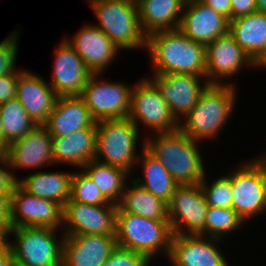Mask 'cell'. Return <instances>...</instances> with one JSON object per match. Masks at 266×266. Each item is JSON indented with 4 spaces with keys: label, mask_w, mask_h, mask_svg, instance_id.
<instances>
[{
    "label": "cell",
    "mask_w": 266,
    "mask_h": 266,
    "mask_svg": "<svg viewBox=\"0 0 266 266\" xmlns=\"http://www.w3.org/2000/svg\"><path fill=\"white\" fill-rule=\"evenodd\" d=\"M72 201L90 205H116L110 203L91 178L82 170L73 171L71 178Z\"/></svg>",
    "instance_id": "cell-33"
},
{
    "label": "cell",
    "mask_w": 266,
    "mask_h": 266,
    "mask_svg": "<svg viewBox=\"0 0 266 266\" xmlns=\"http://www.w3.org/2000/svg\"><path fill=\"white\" fill-rule=\"evenodd\" d=\"M82 170L100 189L104 197L113 204H118L131 175L122 168L111 166L94 159Z\"/></svg>",
    "instance_id": "cell-30"
},
{
    "label": "cell",
    "mask_w": 266,
    "mask_h": 266,
    "mask_svg": "<svg viewBox=\"0 0 266 266\" xmlns=\"http://www.w3.org/2000/svg\"><path fill=\"white\" fill-rule=\"evenodd\" d=\"M147 77L159 89L171 114L178 122L196 105L202 92L209 85L206 77L193 74L172 73Z\"/></svg>",
    "instance_id": "cell-15"
},
{
    "label": "cell",
    "mask_w": 266,
    "mask_h": 266,
    "mask_svg": "<svg viewBox=\"0 0 266 266\" xmlns=\"http://www.w3.org/2000/svg\"><path fill=\"white\" fill-rule=\"evenodd\" d=\"M257 12L256 0H231V20Z\"/></svg>",
    "instance_id": "cell-39"
},
{
    "label": "cell",
    "mask_w": 266,
    "mask_h": 266,
    "mask_svg": "<svg viewBox=\"0 0 266 266\" xmlns=\"http://www.w3.org/2000/svg\"><path fill=\"white\" fill-rule=\"evenodd\" d=\"M53 71L49 85L59 97L81 96L89 76L92 74L82 58L65 40H61L53 53Z\"/></svg>",
    "instance_id": "cell-19"
},
{
    "label": "cell",
    "mask_w": 266,
    "mask_h": 266,
    "mask_svg": "<svg viewBox=\"0 0 266 266\" xmlns=\"http://www.w3.org/2000/svg\"><path fill=\"white\" fill-rule=\"evenodd\" d=\"M97 127H86L61 137H52V155L56 165L82 169L95 159ZM77 167V168H76Z\"/></svg>",
    "instance_id": "cell-23"
},
{
    "label": "cell",
    "mask_w": 266,
    "mask_h": 266,
    "mask_svg": "<svg viewBox=\"0 0 266 266\" xmlns=\"http://www.w3.org/2000/svg\"><path fill=\"white\" fill-rule=\"evenodd\" d=\"M139 131L129 118L98 121L95 159L122 168L132 176L145 148V136L140 137Z\"/></svg>",
    "instance_id": "cell-4"
},
{
    "label": "cell",
    "mask_w": 266,
    "mask_h": 266,
    "mask_svg": "<svg viewBox=\"0 0 266 266\" xmlns=\"http://www.w3.org/2000/svg\"><path fill=\"white\" fill-rule=\"evenodd\" d=\"M243 68L254 69L255 62L229 32L206 45V80L209 84L238 86L232 77L240 76Z\"/></svg>",
    "instance_id": "cell-12"
},
{
    "label": "cell",
    "mask_w": 266,
    "mask_h": 266,
    "mask_svg": "<svg viewBox=\"0 0 266 266\" xmlns=\"http://www.w3.org/2000/svg\"><path fill=\"white\" fill-rule=\"evenodd\" d=\"M14 257L9 243L0 249V266H13Z\"/></svg>",
    "instance_id": "cell-42"
},
{
    "label": "cell",
    "mask_w": 266,
    "mask_h": 266,
    "mask_svg": "<svg viewBox=\"0 0 266 266\" xmlns=\"http://www.w3.org/2000/svg\"><path fill=\"white\" fill-rule=\"evenodd\" d=\"M115 236L118 246L140 252L155 262L158 255L167 259L173 233L169 220L147 219L118 208Z\"/></svg>",
    "instance_id": "cell-6"
},
{
    "label": "cell",
    "mask_w": 266,
    "mask_h": 266,
    "mask_svg": "<svg viewBox=\"0 0 266 266\" xmlns=\"http://www.w3.org/2000/svg\"><path fill=\"white\" fill-rule=\"evenodd\" d=\"M186 0H138L139 22L148 37L157 31L179 28Z\"/></svg>",
    "instance_id": "cell-25"
},
{
    "label": "cell",
    "mask_w": 266,
    "mask_h": 266,
    "mask_svg": "<svg viewBox=\"0 0 266 266\" xmlns=\"http://www.w3.org/2000/svg\"><path fill=\"white\" fill-rule=\"evenodd\" d=\"M73 171H32L19 178L18 184L29 194L55 201L62 206L71 196V178Z\"/></svg>",
    "instance_id": "cell-26"
},
{
    "label": "cell",
    "mask_w": 266,
    "mask_h": 266,
    "mask_svg": "<svg viewBox=\"0 0 266 266\" xmlns=\"http://www.w3.org/2000/svg\"><path fill=\"white\" fill-rule=\"evenodd\" d=\"M0 224L10 228V196L0 195Z\"/></svg>",
    "instance_id": "cell-41"
},
{
    "label": "cell",
    "mask_w": 266,
    "mask_h": 266,
    "mask_svg": "<svg viewBox=\"0 0 266 266\" xmlns=\"http://www.w3.org/2000/svg\"><path fill=\"white\" fill-rule=\"evenodd\" d=\"M20 32L14 30L0 41V76L18 74L22 69L17 67Z\"/></svg>",
    "instance_id": "cell-35"
},
{
    "label": "cell",
    "mask_w": 266,
    "mask_h": 266,
    "mask_svg": "<svg viewBox=\"0 0 266 266\" xmlns=\"http://www.w3.org/2000/svg\"><path fill=\"white\" fill-rule=\"evenodd\" d=\"M43 125L52 137H61L82 128L97 127V122L92 118L84 100L80 96H72L59 97Z\"/></svg>",
    "instance_id": "cell-24"
},
{
    "label": "cell",
    "mask_w": 266,
    "mask_h": 266,
    "mask_svg": "<svg viewBox=\"0 0 266 266\" xmlns=\"http://www.w3.org/2000/svg\"><path fill=\"white\" fill-rule=\"evenodd\" d=\"M266 69V51L263 55L255 62V69L262 70Z\"/></svg>",
    "instance_id": "cell-45"
},
{
    "label": "cell",
    "mask_w": 266,
    "mask_h": 266,
    "mask_svg": "<svg viewBox=\"0 0 266 266\" xmlns=\"http://www.w3.org/2000/svg\"><path fill=\"white\" fill-rule=\"evenodd\" d=\"M116 246L115 235L65 236L62 266H103Z\"/></svg>",
    "instance_id": "cell-22"
},
{
    "label": "cell",
    "mask_w": 266,
    "mask_h": 266,
    "mask_svg": "<svg viewBox=\"0 0 266 266\" xmlns=\"http://www.w3.org/2000/svg\"><path fill=\"white\" fill-rule=\"evenodd\" d=\"M98 24L111 41L122 50H146L147 36L139 22L138 4L131 0H86Z\"/></svg>",
    "instance_id": "cell-5"
},
{
    "label": "cell",
    "mask_w": 266,
    "mask_h": 266,
    "mask_svg": "<svg viewBox=\"0 0 266 266\" xmlns=\"http://www.w3.org/2000/svg\"><path fill=\"white\" fill-rule=\"evenodd\" d=\"M178 29L206 46L229 32V20L203 2L186 0Z\"/></svg>",
    "instance_id": "cell-20"
},
{
    "label": "cell",
    "mask_w": 266,
    "mask_h": 266,
    "mask_svg": "<svg viewBox=\"0 0 266 266\" xmlns=\"http://www.w3.org/2000/svg\"><path fill=\"white\" fill-rule=\"evenodd\" d=\"M0 114L3 138L8 145L24 137L37 125L16 97L0 104Z\"/></svg>",
    "instance_id": "cell-31"
},
{
    "label": "cell",
    "mask_w": 266,
    "mask_h": 266,
    "mask_svg": "<svg viewBox=\"0 0 266 266\" xmlns=\"http://www.w3.org/2000/svg\"><path fill=\"white\" fill-rule=\"evenodd\" d=\"M146 51L151 59L152 75L180 73L206 77V46L179 29L150 34Z\"/></svg>",
    "instance_id": "cell-1"
},
{
    "label": "cell",
    "mask_w": 266,
    "mask_h": 266,
    "mask_svg": "<svg viewBox=\"0 0 266 266\" xmlns=\"http://www.w3.org/2000/svg\"><path fill=\"white\" fill-rule=\"evenodd\" d=\"M233 210L249 224L266 214V153L255 155L230 168Z\"/></svg>",
    "instance_id": "cell-7"
},
{
    "label": "cell",
    "mask_w": 266,
    "mask_h": 266,
    "mask_svg": "<svg viewBox=\"0 0 266 266\" xmlns=\"http://www.w3.org/2000/svg\"><path fill=\"white\" fill-rule=\"evenodd\" d=\"M130 181L131 184L129 186L127 182L117 207L122 212L140 215L147 219L169 220L168 203L154 196L132 179Z\"/></svg>",
    "instance_id": "cell-29"
},
{
    "label": "cell",
    "mask_w": 266,
    "mask_h": 266,
    "mask_svg": "<svg viewBox=\"0 0 266 266\" xmlns=\"http://www.w3.org/2000/svg\"><path fill=\"white\" fill-rule=\"evenodd\" d=\"M128 118L140 132L141 124L148 130L144 136L150 132H173L179 129V122L171 114L159 89L146 76L133 84Z\"/></svg>",
    "instance_id": "cell-9"
},
{
    "label": "cell",
    "mask_w": 266,
    "mask_h": 266,
    "mask_svg": "<svg viewBox=\"0 0 266 266\" xmlns=\"http://www.w3.org/2000/svg\"><path fill=\"white\" fill-rule=\"evenodd\" d=\"M16 98L33 121L37 125H43L53 111L59 96L43 76L34 74L30 69H22L18 73Z\"/></svg>",
    "instance_id": "cell-21"
},
{
    "label": "cell",
    "mask_w": 266,
    "mask_h": 266,
    "mask_svg": "<svg viewBox=\"0 0 266 266\" xmlns=\"http://www.w3.org/2000/svg\"><path fill=\"white\" fill-rule=\"evenodd\" d=\"M208 174L200 182L208 206L233 209L232 184L227 175H220L209 183Z\"/></svg>",
    "instance_id": "cell-34"
},
{
    "label": "cell",
    "mask_w": 266,
    "mask_h": 266,
    "mask_svg": "<svg viewBox=\"0 0 266 266\" xmlns=\"http://www.w3.org/2000/svg\"><path fill=\"white\" fill-rule=\"evenodd\" d=\"M257 1V12L266 14V0H256Z\"/></svg>",
    "instance_id": "cell-46"
},
{
    "label": "cell",
    "mask_w": 266,
    "mask_h": 266,
    "mask_svg": "<svg viewBox=\"0 0 266 266\" xmlns=\"http://www.w3.org/2000/svg\"><path fill=\"white\" fill-rule=\"evenodd\" d=\"M246 223L233 210L209 206L205 220V236L221 240L227 239L228 235L235 234Z\"/></svg>",
    "instance_id": "cell-32"
},
{
    "label": "cell",
    "mask_w": 266,
    "mask_h": 266,
    "mask_svg": "<svg viewBox=\"0 0 266 266\" xmlns=\"http://www.w3.org/2000/svg\"><path fill=\"white\" fill-rule=\"evenodd\" d=\"M200 1L208 6H210L213 10L220 13L224 17H226L229 21H231V0H195Z\"/></svg>",
    "instance_id": "cell-40"
},
{
    "label": "cell",
    "mask_w": 266,
    "mask_h": 266,
    "mask_svg": "<svg viewBox=\"0 0 266 266\" xmlns=\"http://www.w3.org/2000/svg\"><path fill=\"white\" fill-rule=\"evenodd\" d=\"M136 167H139L142 173L137 177L133 174L131 179L154 196L169 203L179 184L166 168L145 148L136 162L135 170Z\"/></svg>",
    "instance_id": "cell-28"
},
{
    "label": "cell",
    "mask_w": 266,
    "mask_h": 266,
    "mask_svg": "<svg viewBox=\"0 0 266 266\" xmlns=\"http://www.w3.org/2000/svg\"><path fill=\"white\" fill-rule=\"evenodd\" d=\"M224 242L202 235H173L168 266H230L219 247Z\"/></svg>",
    "instance_id": "cell-17"
},
{
    "label": "cell",
    "mask_w": 266,
    "mask_h": 266,
    "mask_svg": "<svg viewBox=\"0 0 266 266\" xmlns=\"http://www.w3.org/2000/svg\"><path fill=\"white\" fill-rule=\"evenodd\" d=\"M229 33L256 62L266 51V14L255 12L229 21Z\"/></svg>",
    "instance_id": "cell-27"
},
{
    "label": "cell",
    "mask_w": 266,
    "mask_h": 266,
    "mask_svg": "<svg viewBox=\"0 0 266 266\" xmlns=\"http://www.w3.org/2000/svg\"><path fill=\"white\" fill-rule=\"evenodd\" d=\"M18 74L0 76V104L16 97Z\"/></svg>",
    "instance_id": "cell-38"
},
{
    "label": "cell",
    "mask_w": 266,
    "mask_h": 266,
    "mask_svg": "<svg viewBox=\"0 0 266 266\" xmlns=\"http://www.w3.org/2000/svg\"><path fill=\"white\" fill-rule=\"evenodd\" d=\"M109 80L103 73L91 74L80 96L96 122L129 116L133 83Z\"/></svg>",
    "instance_id": "cell-10"
},
{
    "label": "cell",
    "mask_w": 266,
    "mask_h": 266,
    "mask_svg": "<svg viewBox=\"0 0 266 266\" xmlns=\"http://www.w3.org/2000/svg\"><path fill=\"white\" fill-rule=\"evenodd\" d=\"M8 144L5 142L3 138V133H2V119H1V114H0V153L5 154L7 151Z\"/></svg>",
    "instance_id": "cell-44"
},
{
    "label": "cell",
    "mask_w": 266,
    "mask_h": 266,
    "mask_svg": "<svg viewBox=\"0 0 266 266\" xmlns=\"http://www.w3.org/2000/svg\"><path fill=\"white\" fill-rule=\"evenodd\" d=\"M66 37H64L65 40L82 58L86 68L92 74L103 73L105 76V71L110 68L116 57L120 56L119 52L122 51L94 23H85L71 37Z\"/></svg>",
    "instance_id": "cell-18"
},
{
    "label": "cell",
    "mask_w": 266,
    "mask_h": 266,
    "mask_svg": "<svg viewBox=\"0 0 266 266\" xmlns=\"http://www.w3.org/2000/svg\"><path fill=\"white\" fill-rule=\"evenodd\" d=\"M6 156L13 174L19 169L41 170L55 165L52 155V136L44 125H36L24 137L10 143Z\"/></svg>",
    "instance_id": "cell-16"
},
{
    "label": "cell",
    "mask_w": 266,
    "mask_h": 266,
    "mask_svg": "<svg viewBox=\"0 0 266 266\" xmlns=\"http://www.w3.org/2000/svg\"><path fill=\"white\" fill-rule=\"evenodd\" d=\"M13 266H27V265L21 264L19 262H14Z\"/></svg>",
    "instance_id": "cell-47"
},
{
    "label": "cell",
    "mask_w": 266,
    "mask_h": 266,
    "mask_svg": "<svg viewBox=\"0 0 266 266\" xmlns=\"http://www.w3.org/2000/svg\"><path fill=\"white\" fill-rule=\"evenodd\" d=\"M17 184L6 154L0 153V195L11 196Z\"/></svg>",
    "instance_id": "cell-37"
},
{
    "label": "cell",
    "mask_w": 266,
    "mask_h": 266,
    "mask_svg": "<svg viewBox=\"0 0 266 266\" xmlns=\"http://www.w3.org/2000/svg\"><path fill=\"white\" fill-rule=\"evenodd\" d=\"M144 254L116 246L103 266H154Z\"/></svg>",
    "instance_id": "cell-36"
},
{
    "label": "cell",
    "mask_w": 266,
    "mask_h": 266,
    "mask_svg": "<svg viewBox=\"0 0 266 266\" xmlns=\"http://www.w3.org/2000/svg\"><path fill=\"white\" fill-rule=\"evenodd\" d=\"M64 237L62 230L50 227H11L8 243L15 262L27 266H62Z\"/></svg>",
    "instance_id": "cell-8"
},
{
    "label": "cell",
    "mask_w": 266,
    "mask_h": 266,
    "mask_svg": "<svg viewBox=\"0 0 266 266\" xmlns=\"http://www.w3.org/2000/svg\"><path fill=\"white\" fill-rule=\"evenodd\" d=\"M117 205H90L69 199L63 205L65 236L78 234L116 235Z\"/></svg>",
    "instance_id": "cell-14"
},
{
    "label": "cell",
    "mask_w": 266,
    "mask_h": 266,
    "mask_svg": "<svg viewBox=\"0 0 266 266\" xmlns=\"http://www.w3.org/2000/svg\"><path fill=\"white\" fill-rule=\"evenodd\" d=\"M200 143L179 129L145 136V149L166 168L179 185L200 184L205 177L208 169L199 148L200 145L203 146Z\"/></svg>",
    "instance_id": "cell-2"
},
{
    "label": "cell",
    "mask_w": 266,
    "mask_h": 266,
    "mask_svg": "<svg viewBox=\"0 0 266 266\" xmlns=\"http://www.w3.org/2000/svg\"><path fill=\"white\" fill-rule=\"evenodd\" d=\"M11 227L63 228V206L29 194L17 184L10 196Z\"/></svg>",
    "instance_id": "cell-13"
},
{
    "label": "cell",
    "mask_w": 266,
    "mask_h": 266,
    "mask_svg": "<svg viewBox=\"0 0 266 266\" xmlns=\"http://www.w3.org/2000/svg\"><path fill=\"white\" fill-rule=\"evenodd\" d=\"M8 240L9 229L5 225L0 224V249L8 244Z\"/></svg>",
    "instance_id": "cell-43"
},
{
    "label": "cell",
    "mask_w": 266,
    "mask_h": 266,
    "mask_svg": "<svg viewBox=\"0 0 266 266\" xmlns=\"http://www.w3.org/2000/svg\"><path fill=\"white\" fill-rule=\"evenodd\" d=\"M208 207L200 184L178 185L168 203L173 235L205 236Z\"/></svg>",
    "instance_id": "cell-11"
},
{
    "label": "cell",
    "mask_w": 266,
    "mask_h": 266,
    "mask_svg": "<svg viewBox=\"0 0 266 266\" xmlns=\"http://www.w3.org/2000/svg\"><path fill=\"white\" fill-rule=\"evenodd\" d=\"M237 88L229 84H209L196 105L179 122V130L201 143L217 141L236 110Z\"/></svg>",
    "instance_id": "cell-3"
}]
</instances>
